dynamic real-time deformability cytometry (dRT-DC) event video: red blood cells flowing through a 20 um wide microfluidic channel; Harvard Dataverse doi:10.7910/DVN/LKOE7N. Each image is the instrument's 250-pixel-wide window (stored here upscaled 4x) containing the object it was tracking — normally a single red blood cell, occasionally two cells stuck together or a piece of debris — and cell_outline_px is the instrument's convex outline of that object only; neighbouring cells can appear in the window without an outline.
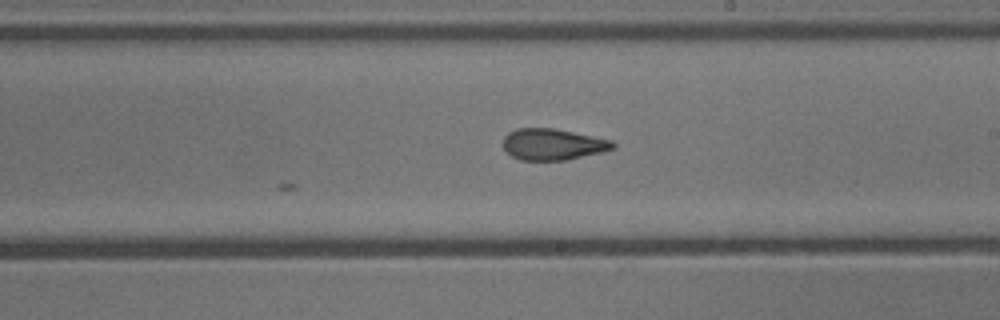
{"species": "common noctule bat (a hibernating species)", "species_latin": "Nyctalus noctula", "temperature_condition": "cold", "stored_images_in_passage": 14, "camera_frame_rate_fps": 3000, "um_per_image_px": 0.085, "animal": {"sex": "male", "body_mass_g": 13.3}, "frame": {"image": 1, "passage_image": 14, "time_ms": 4.333, "image_size_px": [1000, 320], "cell_outline_px": [[616, 148], [568, 160], [520, 160], [512, 156], [504, 148], [504, 136], [508, 132], [516, 128], [556, 128], [612, 140], [616, 144]], "centroid_in_image_um": [47.0, 12.26], "position_along_channel_um": 242.0, "area_um2": 20.11}}